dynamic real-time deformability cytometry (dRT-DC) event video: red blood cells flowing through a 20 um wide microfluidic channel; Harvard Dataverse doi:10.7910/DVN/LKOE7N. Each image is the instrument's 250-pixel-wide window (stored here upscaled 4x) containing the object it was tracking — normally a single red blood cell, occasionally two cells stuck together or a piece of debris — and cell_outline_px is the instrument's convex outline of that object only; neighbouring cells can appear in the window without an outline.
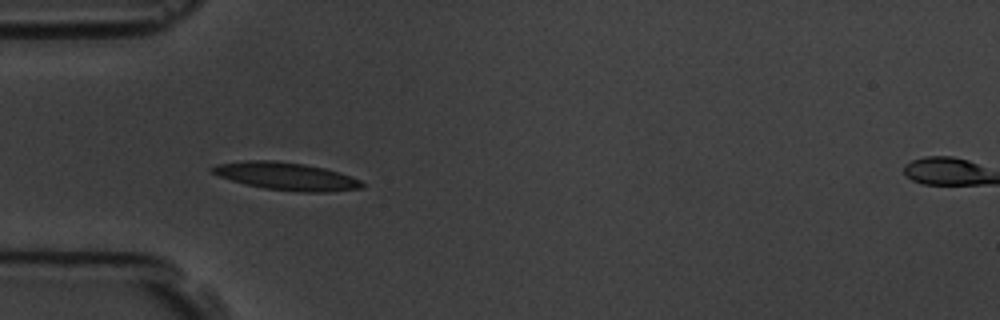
{"species": "common noctule bat (a hibernating species)", "species_latin": "Nyctalus noctula", "temperature_condition": "room temperature", "stored_images_in_passage": 7, "camera_frame_rate_fps": 3000, "um_per_image_px": 0.085, "animal": {"sex": "male", "body_mass_g": 19.5, "forearm_length_mm": 54.6}, "frame": {"image": 1, "passage_image": 6, "time_ms": 5.667, "image_size_px": [1000, 320], "cell_outline_px": [[364, 188], [328, 192], [300, 192], [264, 188], [244, 184], [220, 176], [212, 172], [208, 168], [216, 164], [248, 160], [276, 160], [304, 164], [324, 168], [360, 180], [364, 184]], "centroid_in_image_um": [24.31, 14.98], "position_along_channel_um": 60.7, "area_um2": 24.04}}
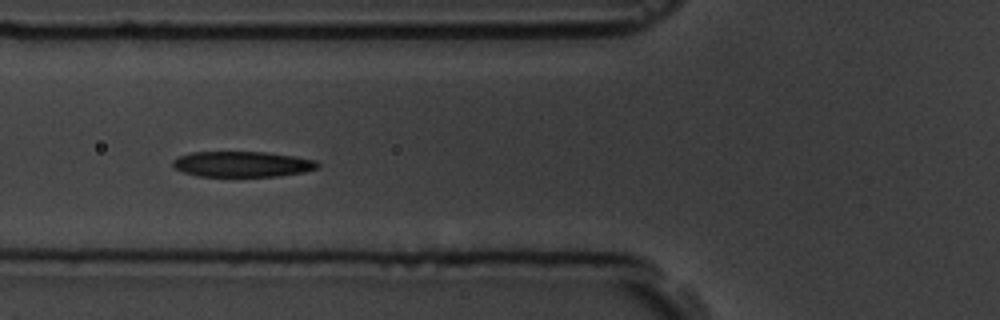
{"frame": {"image": 2, "passage_image": 7, "time_ms": 7.0, "image_size_px": [1000, 320], "cell_outline_px": [[320, 168], [304, 172], [276, 176], [196, 176], [184, 172], [176, 168], [172, 164], [172, 160], [180, 156], [192, 152], [268, 152], [296, 156], [316, 160], [320, 164]], "centroid_in_image_um": [20.65, 13.95], "position_along_channel_um": 105.2, "area_um2": 21.68}}